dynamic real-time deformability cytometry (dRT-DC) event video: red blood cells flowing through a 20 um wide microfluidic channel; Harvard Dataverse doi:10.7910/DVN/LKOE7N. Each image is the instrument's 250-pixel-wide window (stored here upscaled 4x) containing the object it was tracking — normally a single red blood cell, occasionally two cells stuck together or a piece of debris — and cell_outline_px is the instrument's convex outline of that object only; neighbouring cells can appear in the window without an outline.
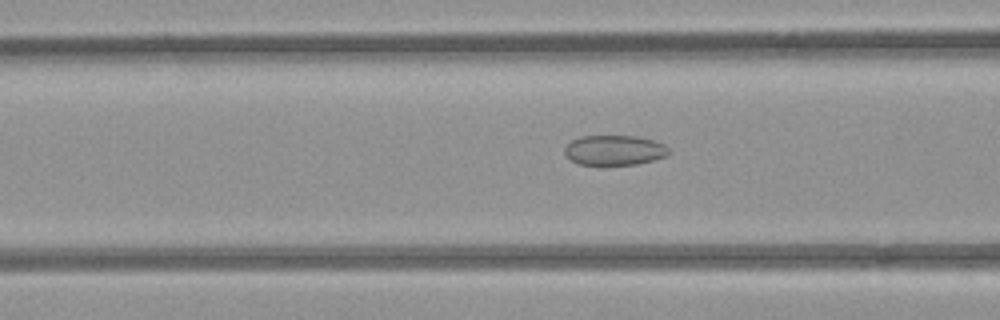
{"species": "common noctule bat (a hibernating species)", "species_latin": "Nyctalus noctula", "temperature_condition": "room temperature", "stored_images_in_passage": 53, "camera_frame_rate_fps": 3000, "um_per_image_px": 0.085, "animal": {"sex": "female", "body_mass_g": 21.9}, "frame": {"image": 1, "passage_image": 21, "time_ms": 6.667, "image_size_px": [1000, 320], "cell_outline_px": [[668, 156], [636, 164], [604, 168], [600, 168], [580, 164], [564, 156], [564, 148], [572, 140], [580, 136], [636, 136], [652, 140], [664, 144], [668, 148]], "centroid_in_image_um": [52.17, 12.82], "position_along_channel_um": 114.4, "area_um2": 18.9}}
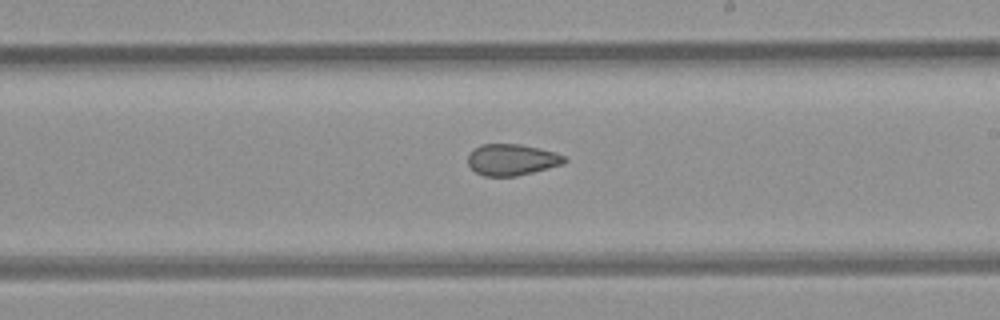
{"frame": {"image": 2, "passage_image": 31, "time_ms": 10.0, "image_size_px": [1000, 320], "cell_outline_px": [[568, 160], [564, 164], [516, 176], [484, 176], [476, 172], [468, 164], [468, 156], [480, 144], [520, 144], [540, 148], [556, 152], [564, 156]], "centroid_in_image_um": [43.54, 13.57], "position_along_channel_um": 245.5, "area_um2": 17.57}}
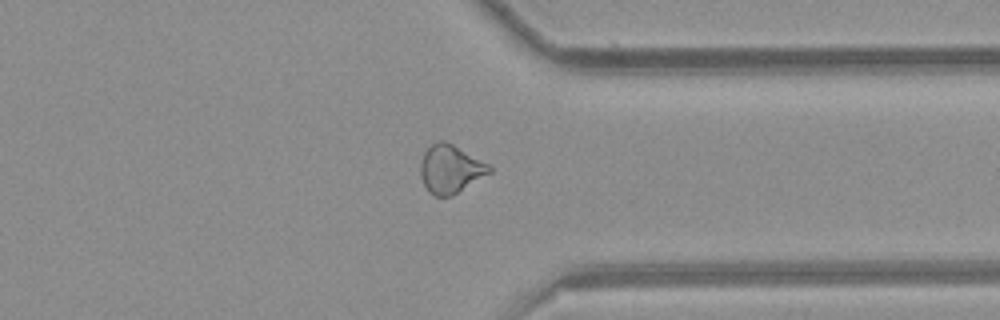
{"frame": {"image": 3, "passage_image": 41, "time_ms": 13.333, "image_size_px": [1000, 320], "cell_outline_px": [[492, 172], [452, 196], [436, 196], [428, 192], [420, 176], [420, 164], [424, 152], [432, 144], [440, 140], [444, 140], [452, 144], [488, 164], [492, 168]], "centroid_in_image_um": [38.27, 14.38], "position_along_channel_um": 373.1, "area_um2": 19.25}, "authors_computed_cell_mechanics": {"area_um2": 20.1144, "velocity_mm_per_s": 3.9343, "shape_relaxation_time_tau1_ms": null, "shape_relaxation_time_tau2_ms": 2.7662, "deformation_change_tau1": null, "deformation_change_tau2": 0.085}}